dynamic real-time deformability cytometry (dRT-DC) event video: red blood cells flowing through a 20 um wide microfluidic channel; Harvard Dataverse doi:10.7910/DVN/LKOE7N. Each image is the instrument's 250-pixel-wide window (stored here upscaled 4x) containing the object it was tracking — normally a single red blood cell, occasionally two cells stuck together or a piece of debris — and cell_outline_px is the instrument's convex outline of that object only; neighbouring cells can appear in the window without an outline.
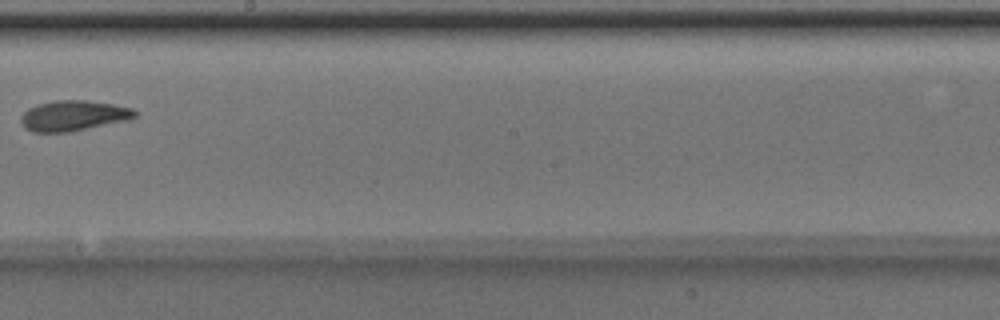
{"species": "Egyptian fruit bat (a non-hibernating species)", "species_latin": "Rousettus aegyptiacus", "temperature_condition": "room temperature", "stored_images_in_passage": 7, "camera_frame_rate_fps": 3000, "um_per_image_px": 0.085, "animal": {"sex": "male"}, "frame": {"image": 1, "passage_image": 7, "time_ms": 2.0, "image_size_px": [1000, 320], "cell_outline_px": [[136, 116], [128, 120], [68, 132], [32, 132], [24, 128], [20, 120], [20, 116], [28, 108], [36, 104], [56, 100], [84, 100], [112, 104], [132, 108], [136, 112]], "centroid_in_image_um": [6.19, 9.83], "position_along_channel_um": 242.0, "area_um2": 20.17}}